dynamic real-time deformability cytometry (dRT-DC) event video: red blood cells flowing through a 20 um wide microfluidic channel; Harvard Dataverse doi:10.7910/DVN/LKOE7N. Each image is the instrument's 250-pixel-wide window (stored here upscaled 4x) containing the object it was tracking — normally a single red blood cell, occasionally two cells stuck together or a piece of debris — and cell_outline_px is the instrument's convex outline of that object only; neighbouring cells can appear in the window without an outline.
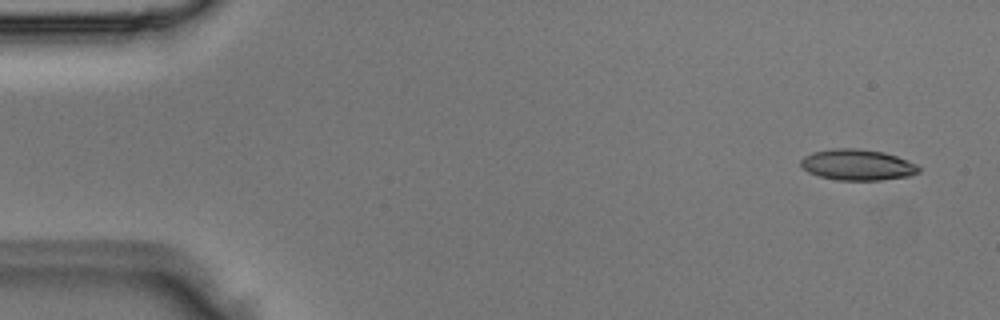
{"species": "Egyptian fruit bat (a non-hibernating species)", "species_latin": "Rousettus aegyptiacus", "temperature_condition": "room temperature", "stored_images_in_passage": 3, "camera_frame_rate_fps": 3000, "um_per_image_px": 0.085, "animal": {"sex": "male"}, "frame": {"image": 1, "passage_image": 1, "time_ms": 0.0, "image_size_px": [1000, 320], "cell_outline_px": [[920, 172], [908, 176], [880, 180], [836, 180], [820, 176], [808, 172], [800, 164], [800, 160], [804, 156], [812, 152], [832, 148], [856, 148], [884, 152], [896, 156], [916, 164], [920, 168]], "centroid_in_image_um": [72.86, 14.0], "position_along_channel_um": 12.1, "area_um2": 21.27}}